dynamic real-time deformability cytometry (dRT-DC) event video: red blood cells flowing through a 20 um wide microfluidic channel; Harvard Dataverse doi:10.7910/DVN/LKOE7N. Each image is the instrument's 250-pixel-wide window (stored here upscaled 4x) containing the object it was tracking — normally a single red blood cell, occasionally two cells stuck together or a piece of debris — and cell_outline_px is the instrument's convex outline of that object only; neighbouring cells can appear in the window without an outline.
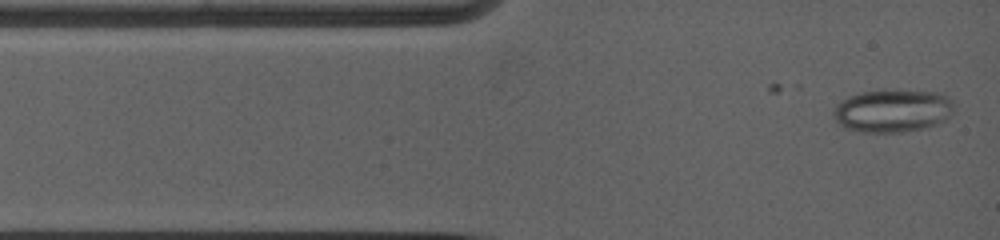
{"species": "common noctule bat (a hibernating species)", "species_latin": "Nyctalus noctula", "temperature_condition": "warm", "stored_images_in_passage": 3, "camera_frame_rate_fps": 5000, "um_per_image_px": 0.085, "animal": {"sex": "female", "body_mass_g": 19.0, "forearm_length_mm": 53.3}, "frame": {"image": 1, "passage_image": 3, "time_ms": 0.8, "image_size_px": [1000, 240], "cell_outline_px": [[952, 112], [948, 120], [928, 128], [904, 132], [864, 132], [848, 128], [840, 124], [832, 116], [836, 108], [848, 96], [860, 92], [940, 92], [948, 96], [952, 104]], "centroid_in_image_um": [75.93, 9.45], "position_along_channel_um": 9.1, "area_um2": 29.48}}